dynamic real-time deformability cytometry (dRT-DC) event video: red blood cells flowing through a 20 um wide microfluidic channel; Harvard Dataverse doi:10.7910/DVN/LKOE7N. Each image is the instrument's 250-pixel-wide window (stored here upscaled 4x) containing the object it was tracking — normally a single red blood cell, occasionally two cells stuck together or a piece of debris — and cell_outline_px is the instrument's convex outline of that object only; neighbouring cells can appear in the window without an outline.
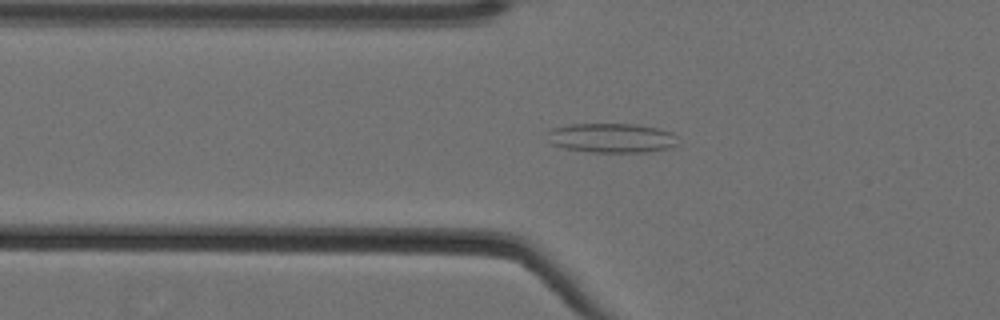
{"species": "Egyptian fruit bat (a non-hibernating species)", "species_latin": "Rousettus aegyptiacus", "temperature_condition": "cold", "stored_images_in_passage": 58, "camera_frame_rate_fps": 3000, "um_per_image_px": 0.085, "animal": {"sex": "female"}, "frame": {"image": 1, "passage_image": 22, "time_ms": 7.0, "image_size_px": [1000, 320], "cell_outline_px": [[680, 144], [668, 148], [652, 152], [588, 152], [564, 148], [552, 144], [544, 132], [552, 128], [568, 124], [636, 124], [656, 128], [672, 132], [676, 136]], "centroid_in_image_um": [51.98, 11.73], "position_along_channel_um": 73.8, "area_um2": 22.77}}
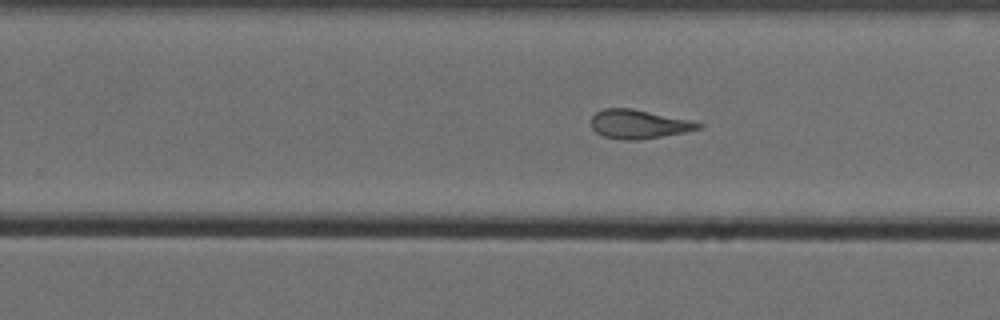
{"frame": {"image": 2, "passage_image": 39, "time_ms": 12.667, "image_size_px": [1000, 320], "cell_outline_px": [[704, 124], [700, 128], [684, 132], [636, 140], [624, 140], [604, 136], [596, 132], [592, 128], [592, 116], [596, 112], [604, 108], [632, 108], [688, 120]], "centroid_in_image_um": [54.25, 10.54], "position_along_channel_um": 275.6, "area_um2": 17.69}}
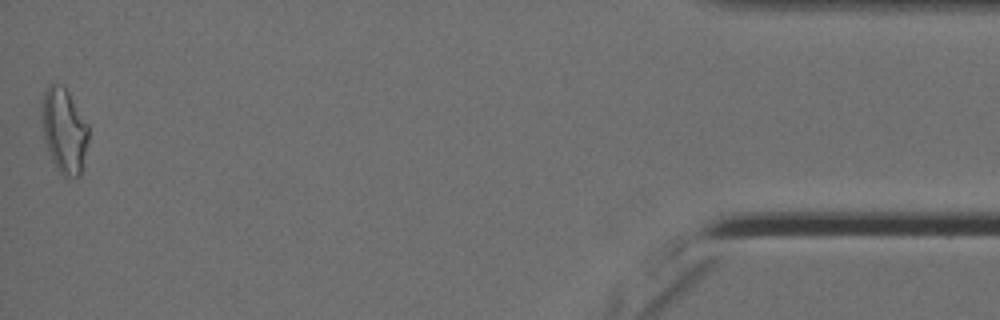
{"frame": {"image": 3, "passage_image": 58, "time_ms": 19.0, "image_size_px": [1000, 320], "cell_outline_px": [[88, 140], [80, 176], [64, 176], [56, 168], [52, 160], [44, 136], [44, 92], [48, 84], [60, 84], [68, 92], [88, 124]], "centroid_in_image_um": [5.49, 11.12], "position_along_channel_um": 429.7, "area_um2": 22.2}, "authors_computed_cell_mechanics": {"area_um2": 20.2878, "velocity_mm_per_s": 3.5844, "shape_relaxation_time_tau1_ms": null, "shape_relaxation_time_tau2_ms": 2.3413, "deformation_change_tau1": null, "deformation_change_tau2": 0.1252}}